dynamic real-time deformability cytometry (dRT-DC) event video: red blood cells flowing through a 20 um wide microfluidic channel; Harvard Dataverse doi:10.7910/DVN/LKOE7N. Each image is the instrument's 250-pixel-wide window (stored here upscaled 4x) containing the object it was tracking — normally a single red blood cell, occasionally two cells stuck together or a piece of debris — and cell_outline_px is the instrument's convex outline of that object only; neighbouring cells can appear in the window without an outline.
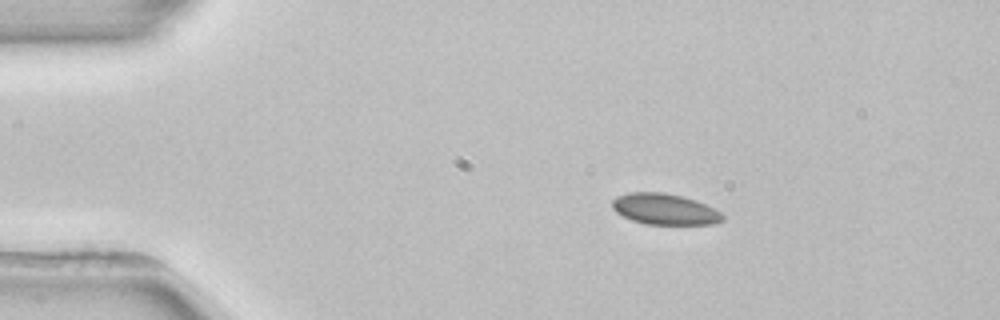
{"species": "common noctule bat (a hibernating species)", "species_latin": "Nyctalus noctula", "temperature_condition": "room temperature", "stored_images_in_passage": 3, "camera_frame_rate_fps": 3000, "um_per_image_px": 0.085, "animal": {"sex": "female", "body_mass_g": 22.7, "forearm_length_mm": 54.2}, "frame": {"image": 1, "passage_image": 2, "time_ms": 1.333, "image_size_px": [1000, 320], "cell_outline_px": [[724, 220], [712, 224], [644, 224], [632, 220], [616, 212], [612, 208], [612, 200], [616, 196], [628, 192], [664, 192], [696, 200], [720, 212], [724, 216]], "centroid_in_image_um": [56.47, 17.77], "position_along_channel_um": 28.5, "area_um2": 19.88}}
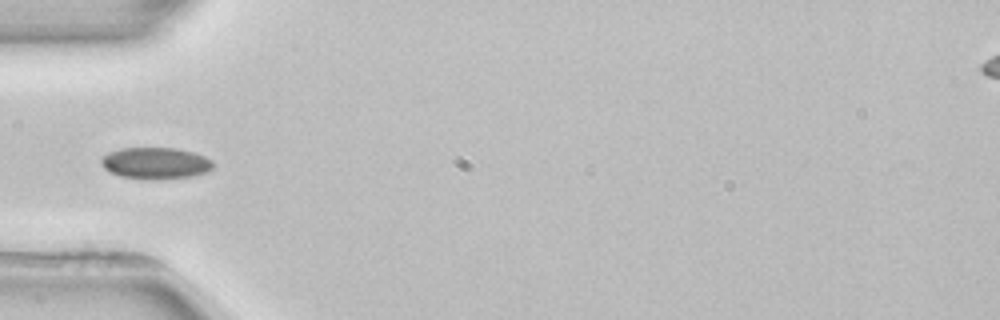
{"frame": {"image": 2, "passage_image": 3, "time_ms": 4.0, "image_size_px": [1000, 320], "cell_outline_px": [[216, 164], [208, 172], [192, 176], [156, 180], [152, 180], [120, 176], [108, 172], [100, 164], [100, 160], [108, 152], [120, 148], [176, 148], [192, 152], [204, 156], [212, 160]], "centroid_in_image_um": [13.22, 13.88], "position_along_channel_um": 71.8, "area_um2": 20.87}}